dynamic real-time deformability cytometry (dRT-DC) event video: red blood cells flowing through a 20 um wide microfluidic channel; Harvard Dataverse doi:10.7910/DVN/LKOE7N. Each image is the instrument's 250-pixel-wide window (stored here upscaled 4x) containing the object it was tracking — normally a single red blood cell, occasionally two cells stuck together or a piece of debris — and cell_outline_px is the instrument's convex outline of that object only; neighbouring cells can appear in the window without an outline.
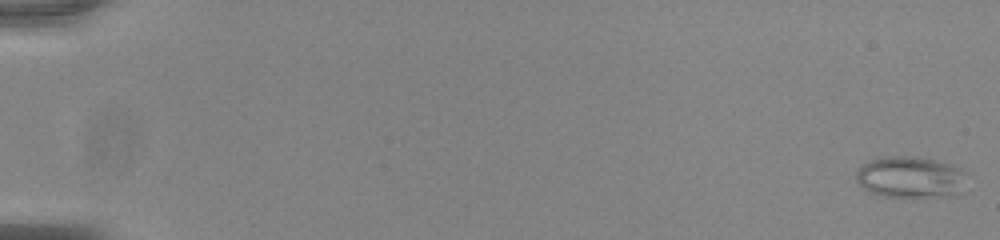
{"species": "common noctule bat (a hibernating species)", "species_latin": "Nyctalus noctula", "temperature_condition": "room temperature", "stored_images_in_passage": 56, "camera_frame_rate_fps": 3000, "um_per_image_px": 0.085, "animal": {"sex": "male", "body_mass_g": 20.0, "forearm_length_mm": 53.3}, "frame": {"image": 1, "passage_image": 1, "time_ms": 0.0, "image_size_px": [1000, 240], "cell_outline_px": [[964, 172], [960, 192], [956, 196], [884, 196], [872, 192], [864, 188], [856, 180], [856, 172], [864, 164], [880, 156], [916, 156], [936, 160], [952, 164], [960, 168]], "centroid_in_image_um": [77.37, 15.04], "position_along_channel_um": 7.6, "area_um2": 26.41}}
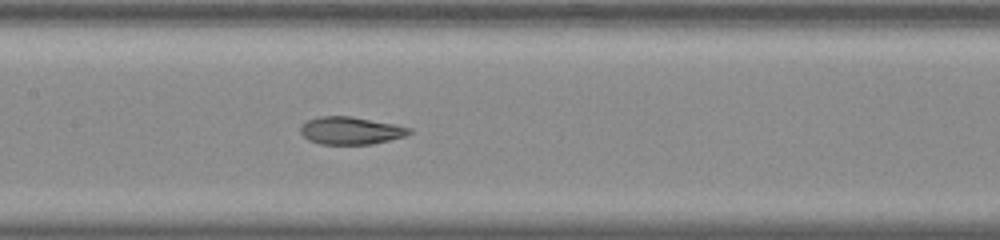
{"frame": {"image": 2, "passage_image": 29, "time_ms": 9.333, "image_size_px": [1000, 240], "cell_outline_px": [[412, 132], [404, 136], [372, 144], [320, 144], [308, 140], [300, 132], [300, 128], [308, 120], [320, 116], [352, 116], [396, 124], [412, 128]], "centroid_in_image_um": [29.83, 11.09], "position_along_channel_um": 177.6, "area_um2": 17.46}}
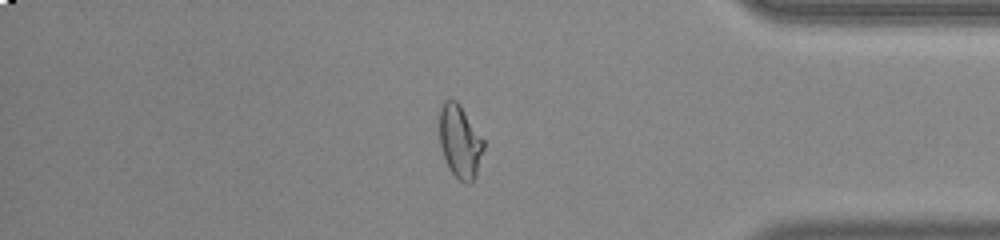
{"frame": {"image": 3, "passage_image": 48, "time_ms": 15.667, "image_size_px": [1000, 240], "cell_outline_px": [[484, 148], [476, 176], [468, 184], [460, 180], [448, 168], [440, 144], [440, 104], [444, 100], [456, 100], [460, 104], [484, 140]], "centroid_in_image_um": [39.1, 12.01], "position_along_channel_um": 396.1, "area_um2": 18.67}, "authors_computed_cell_mechanics": {"area_um2": 19.363, "velocity_mm_per_s": 3.7859, "shape_relaxation_time_tau1_ms": 8.9417, "shape_relaxation_time_tau2_ms": 1.4338, "deformation_change_tau1": 0.2611, "deformation_change_tau2": 0.0796}}